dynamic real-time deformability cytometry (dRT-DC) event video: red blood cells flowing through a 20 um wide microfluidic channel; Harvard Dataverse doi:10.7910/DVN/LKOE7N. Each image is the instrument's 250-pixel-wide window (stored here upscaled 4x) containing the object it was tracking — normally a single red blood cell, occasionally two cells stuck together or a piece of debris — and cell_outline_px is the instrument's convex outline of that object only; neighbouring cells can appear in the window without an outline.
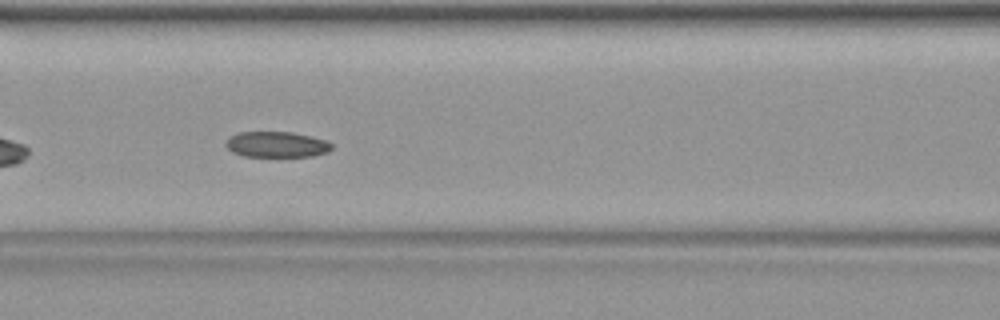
{"species": "common noctule bat (a hibernating species)", "species_latin": "Nyctalus noctula", "temperature_condition": "warm", "stored_images_in_passage": 26, "camera_frame_rate_fps": 3000, "um_per_image_px": 0.085, "animal": {"sex": "female", "body_mass_g": 19.9}, "frame": {"image": 1, "passage_image": 8, "time_ms": 2.333, "image_size_px": [1000, 320], "cell_outline_px": [[332, 148], [328, 152], [312, 156], [244, 156], [232, 152], [224, 144], [232, 136], [240, 132], [292, 132], [312, 136], [328, 140], [332, 144]], "centroid_in_image_um": [23.56, 12.28], "position_along_channel_um": 143.0, "area_um2": 15.84}}